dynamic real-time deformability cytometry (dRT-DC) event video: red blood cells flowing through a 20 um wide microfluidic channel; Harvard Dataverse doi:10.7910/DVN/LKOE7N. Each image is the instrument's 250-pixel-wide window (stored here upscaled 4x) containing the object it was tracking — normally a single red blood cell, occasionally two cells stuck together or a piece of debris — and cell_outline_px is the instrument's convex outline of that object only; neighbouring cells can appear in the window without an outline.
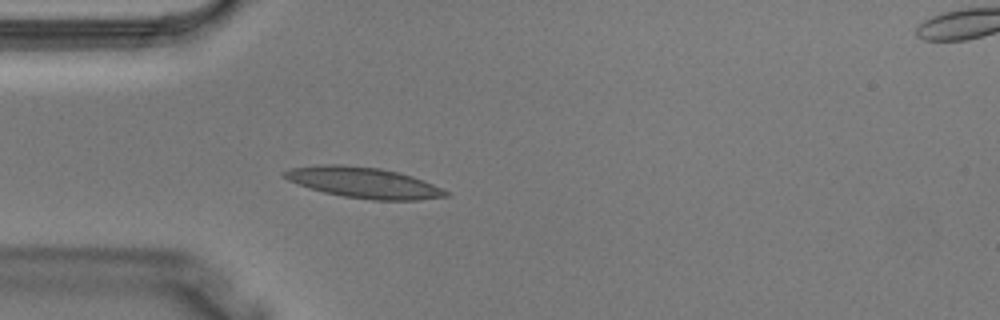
{"species": "Egyptian fruit bat (a non-hibernating species)", "species_latin": "Rousettus aegyptiacus", "temperature_condition": "warm", "stored_images_in_passage": 2, "camera_frame_rate_fps": 3000, "um_per_image_px": 0.085, "animal": {"sex": "male"}, "frame": {"image": 1, "passage_image": 2, "time_ms": 0.333, "image_size_px": [1000, 320], "cell_outline_px": [[448, 196], [420, 200], [372, 200], [344, 196], [324, 192], [308, 188], [288, 180], [280, 176], [280, 172], [292, 168], [320, 164], [340, 164], [380, 168], [400, 172], [412, 176], [432, 184], [448, 192]], "centroid_in_image_um": [30.85, 15.51], "position_along_channel_um": 54.1, "area_um2": 28.96}}